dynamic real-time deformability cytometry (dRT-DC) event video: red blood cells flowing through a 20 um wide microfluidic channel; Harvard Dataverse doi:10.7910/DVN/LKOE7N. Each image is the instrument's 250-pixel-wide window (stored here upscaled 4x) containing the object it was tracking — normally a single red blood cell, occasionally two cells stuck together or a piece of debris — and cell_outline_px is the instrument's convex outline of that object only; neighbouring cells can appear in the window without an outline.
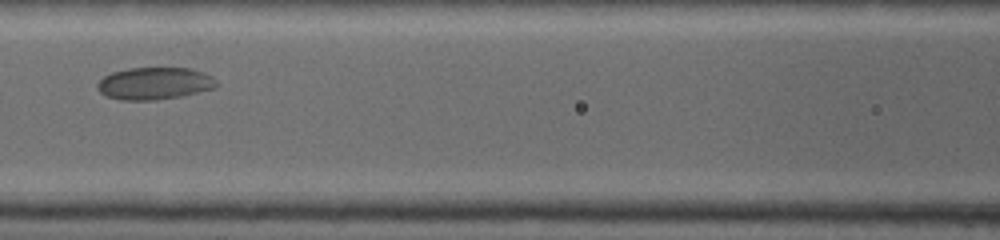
{"species": "common noctule bat (a hibernating species)", "species_latin": "Nyctalus noctula", "temperature_condition": "warm", "stored_images_in_passage": 14, "camera_frame_rate_fps": 5000, "um_per_image_px": 0.085, "animal": {"sex": "female", "body_mass_g": 19.0, "forearm_length_mm": 53.3}, "frame": {"image": 1, "passage_image": 11, "time_ms": 1.8, "image_size_px": [1000, 240], "cell_outline_px": [[216, 84], [212, 88], [180, 96], [156, 100], [120, 100], [104, 96], [96, 88], [96, 84], [104, 76], [112, 72], [128, 68], [192, 68], [212, 76], [216, 80]], "centroid_in_image_um": [13.06, 7.09], "position_along_channel_um": 153.5, "area_um2": 22.31}}
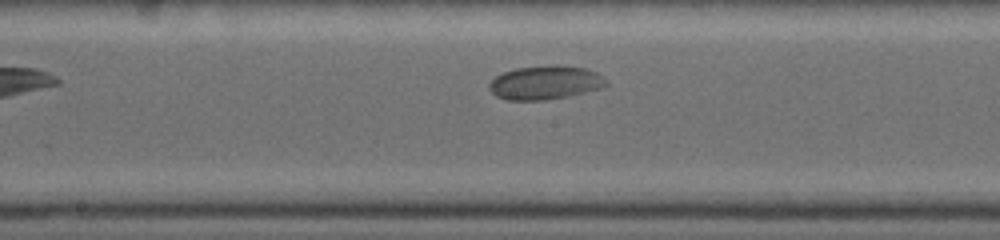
{"frame": {"image": 2, "passage_image": 13, "time_ms": 2.8, "image_size_px": [1000, 240], "cell_outline_px": [[608, 84], [600, 88], [568, 96], [544, 100], [504, 100], [496, 96], [488, 88], [488, 84], [496, 76], [504, 72], [516, 68], [584, 68], [596, 72]], "centroid_in_image_um": [46.26, 7.08], "position_along_channel_um": 201.9, "area_um2": 21.91}}